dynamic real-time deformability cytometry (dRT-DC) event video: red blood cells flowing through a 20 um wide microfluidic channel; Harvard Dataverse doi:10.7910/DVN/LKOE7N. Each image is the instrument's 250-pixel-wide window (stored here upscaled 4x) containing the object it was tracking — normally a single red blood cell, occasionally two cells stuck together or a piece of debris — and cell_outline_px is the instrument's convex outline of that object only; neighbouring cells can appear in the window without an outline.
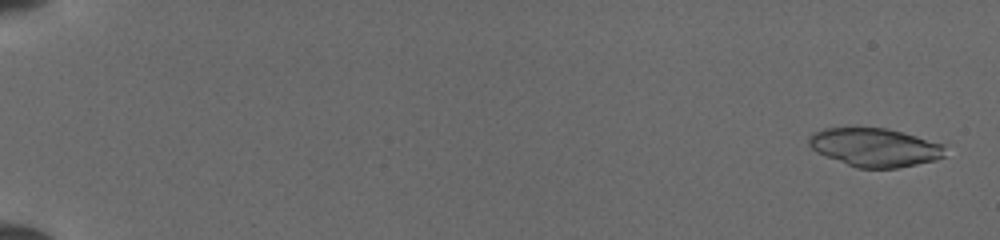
{"species": "common noctule bat (a hibernating species)", "species_latin": "Nyctalus noctula", "temperature_condition": "cold", "stored_images_in_passage": 52, "camera_frame_rate_fps": 3000, "um_per_image_px": 0.085, "animal": {"sex": "female", "body_mass_g": 19.5, "forearm_length_mm": 54.1}, "frame": {"image": 1, "passage_image": 2, "time_ms": 0.333, "image_size_px": [1000, 240], "cell_outline_px": [[944, 156], [936, 160], [896, 168], [856, 168], [816, 152], [808, 144], [808, 136], [812, 132], [824, 128], [884, 128], [916, 136], [944, 144]], "centroid_in_image_um": [74.32, 12.53], "position_along_channel_um": 10.7, "area_um2": 30.4}}
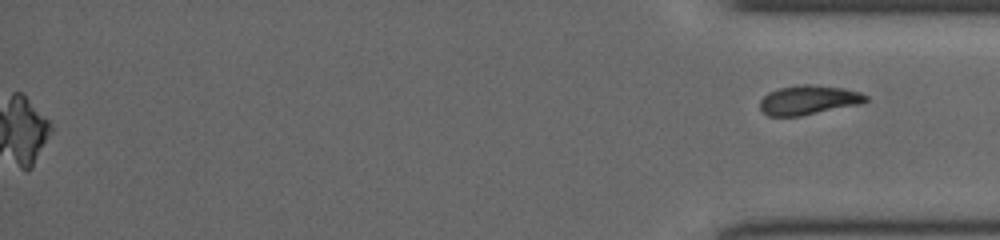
{"frame": {"image": 2, "passage_image": 52, "time_ms": 17.0, "image_size_px": [1000, 240], "cell_outline_px": [[868, 100], [860, 104], [800, 116], [768, 116], [760, 108], [760, 100], [768, 92], [780, 88], [800, 84], [812, 84], [844, 88], [860, 92], [868, 96]], "centroid_in_image_um": [68.73, 8.49], "position_along_channel_um": 366.5, "area_um2": 18.09}}